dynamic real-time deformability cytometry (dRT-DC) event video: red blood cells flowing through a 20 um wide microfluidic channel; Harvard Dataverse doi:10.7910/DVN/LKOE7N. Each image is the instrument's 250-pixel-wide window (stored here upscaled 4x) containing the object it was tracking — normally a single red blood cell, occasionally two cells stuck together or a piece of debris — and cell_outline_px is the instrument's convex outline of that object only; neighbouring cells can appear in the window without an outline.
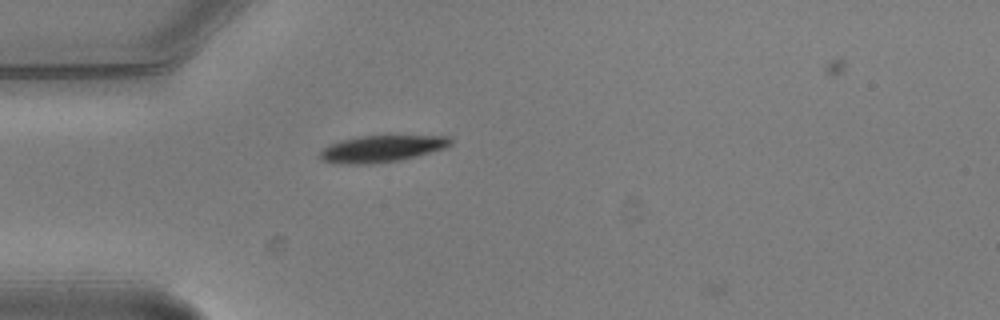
{"species": "common noctule bat (a hibernating species)", "species_latin": "Nyctalus noctula", "temperature_condition": "warm", "stored_images_in_passage": 2, "camera_frame_rate_fps": 3000, "um_per_image_px": 0.085, "animal": {"sex": "male", "body_mass_g": 20.5, "forearm_length_mm": 52.5}, "frame": {"image": 1, "passage_image": 1, "time_ms": 0.0, "image_size_px": [1000, 320], "cell_outline_px": [[452, 144], [444, 148], [416, 156], [400, 160], [372, 164], [348, 164], [324, 160], [320, 156], [320, 152], [324, 148], [340, 140], [360, 136], [388, 132], [448, 136], [452, 140]], "centroid_in_image_um": [32.56, 12.56], "position_along_channel_um": 52.4, "area_um2": 21.21}}